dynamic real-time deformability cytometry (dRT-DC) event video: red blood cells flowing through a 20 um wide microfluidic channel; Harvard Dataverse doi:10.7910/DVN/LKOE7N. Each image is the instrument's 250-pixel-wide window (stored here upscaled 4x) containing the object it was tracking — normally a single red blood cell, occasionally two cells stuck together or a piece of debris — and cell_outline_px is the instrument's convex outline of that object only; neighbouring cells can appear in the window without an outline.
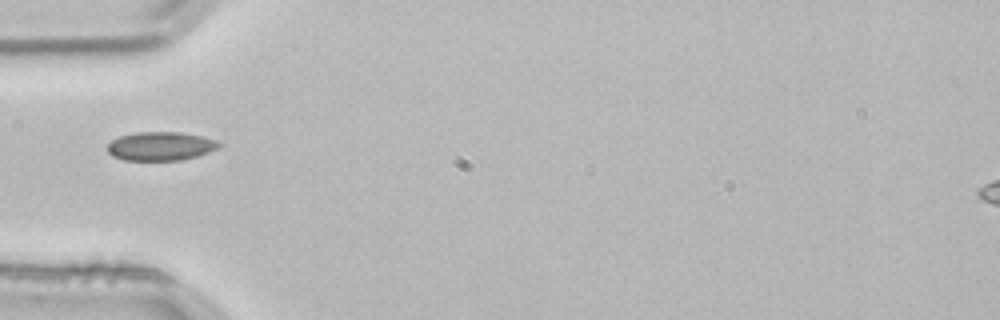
{"species": "common noctule bat (a hibernating species)", "species_latin": "Nyctalus noctula", "temperature_condition": "room temperature", "stored_images_in_passage": 1, "camera_frame_rate_fps": 3000, "um_per_image_px": 0.085, "animal": {"sex": "male", "body_mass_g": 21.5, "forearm_length_mm": 52.0}, "frame": {"image": 1, "passage_image": 1, "time_ms": 0.0, "image_size_px": [1000, 320], "cell_outline_px": [[224, 144], [208, 152], [196, 156], [180, 160], [124, 160], [112, 156], [108, 152], [108, 144], [112, 140], [120, 136], [136, 132], [180, 132], [200, 136], [216, 140]], "centroid_in_image_um": [13.64, 12.42], "position_along_channel_um": 71.4, "area_um2": 18.55}}